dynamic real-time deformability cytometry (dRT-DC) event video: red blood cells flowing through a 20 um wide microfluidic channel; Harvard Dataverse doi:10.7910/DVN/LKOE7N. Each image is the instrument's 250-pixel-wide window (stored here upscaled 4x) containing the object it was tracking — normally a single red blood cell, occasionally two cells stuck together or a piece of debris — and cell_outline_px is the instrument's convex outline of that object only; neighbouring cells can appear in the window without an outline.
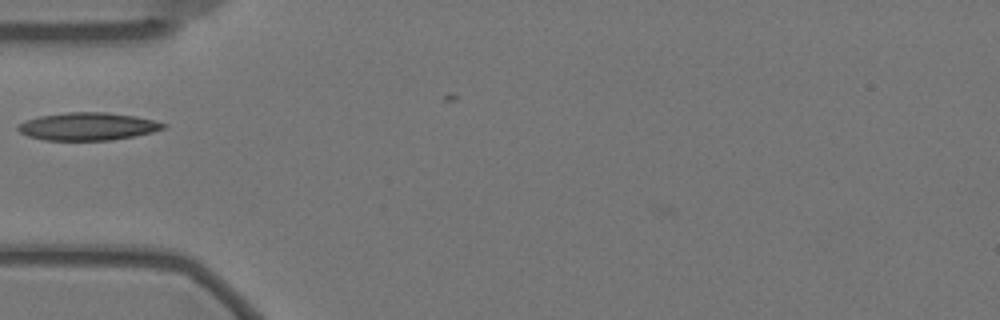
{"species": "Egyptian fruit bat (a non-hibernating species)", "species_latin": "Rousettus aegyptiacus", "temperature_condition": "warm", "stored_images_in_passage": 12, "camera_frame_rate_fps": 3000, "um_per_image_px": 0.085, "animal": {"sex": "female"}, "frame": {"image": 1, "passage_image": 3, "time_ms": 0.667, "image_size_px": [1000, 320], "cell_outline_px": [[168, 124], [164, 128], [152, 132], [112, 140], [44, 140], [28, 136], [20, 132], [16, 128], [24, 120], [40, 116], [68, 112], [104, 112], [136, 116]], "centroid_in_image_um": [7.44, 10.74], "position_along_channel_um": 77.6, "area_um2": 23.35}}
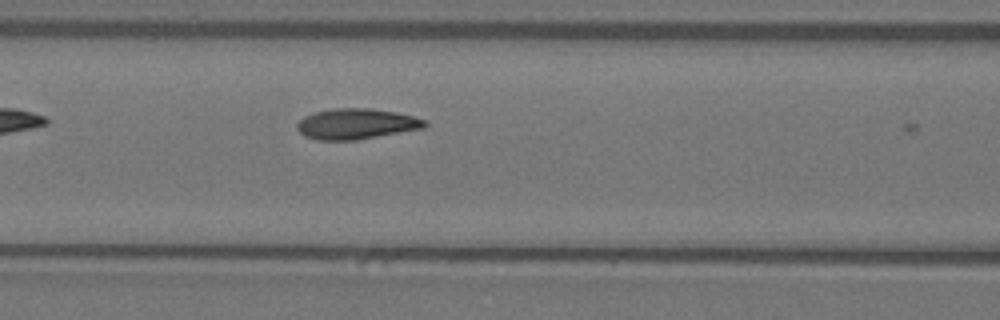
{"frame": {"image": 2, "passage_image": 8, "time_ms": 2.333, "image_size_px": [1000, 320], "cell_outline_px": [[428, 124], [424, 128], [356, 140], [316, 140], [304, 136], [296, 128], [296, 124], [304, 116], [316, 112], [332, 108], [372, 108], [396, 112], [428, 120]], "centroid_in_image_um": [30.29, 10.53], "position_along_channel_um": 136.3, "area_um2": 22.89}}